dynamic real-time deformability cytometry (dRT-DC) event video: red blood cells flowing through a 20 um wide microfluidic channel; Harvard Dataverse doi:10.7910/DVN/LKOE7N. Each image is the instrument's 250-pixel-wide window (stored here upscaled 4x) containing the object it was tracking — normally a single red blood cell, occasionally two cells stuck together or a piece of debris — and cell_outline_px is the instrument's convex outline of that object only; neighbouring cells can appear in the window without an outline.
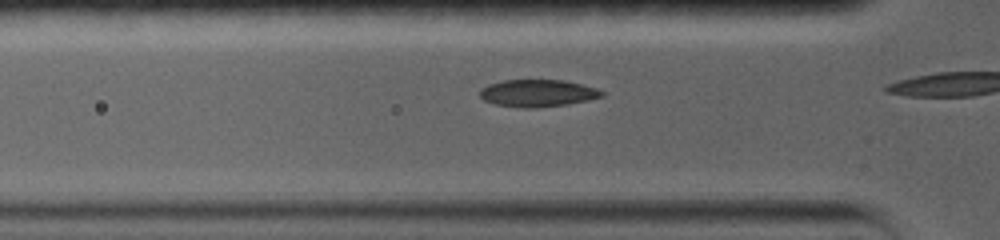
{"species": "common noctule bat (a hibernating species)", "species_latin": "Nyctalus noctula", "temperature_condition": "warm", "stored_images_in_passage": 6, "camera_frame_rate_fps": 5000, "um_per_image_px": 0.085, "animal": {"sex": "female", "body_mass_g": 19.0, "forearm_length_mm": 56.7}, "frame": {"image": 1, "passage_image": 4, "time_ms": 1.2, "image_size_px": [1000, 240], "cell_outline_px": [[604, 96], [588, 100], [568, 104], [536, 108], [524, 108], [496, 104], [484, 100], [480, 96], [480, 88], [488, 84], [504, 80], [564, 80], [596, 88], [604, 92]], "centroid_in_image_um": [45.7, 7.92], "position_along_channel_um": 80.1, "area_um2": 19.31}}